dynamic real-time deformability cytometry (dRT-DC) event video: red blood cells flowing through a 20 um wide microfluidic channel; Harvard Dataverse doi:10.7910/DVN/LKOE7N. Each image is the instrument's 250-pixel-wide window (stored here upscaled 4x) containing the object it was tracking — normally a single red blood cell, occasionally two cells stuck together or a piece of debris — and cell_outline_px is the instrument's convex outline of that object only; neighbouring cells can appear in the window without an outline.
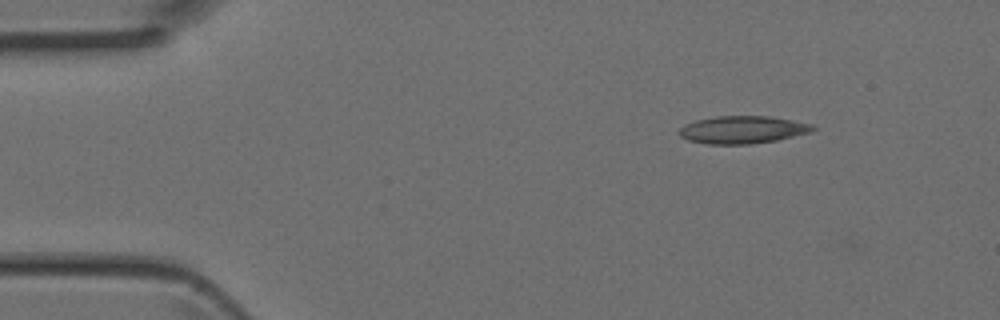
{"species": "Egyptian fruit bat (a non-hibernating species)", "species_latin": "Rousettus aegyptiacus", "temperature_condition": "room temperature", "stored_images_in_passage": 3, "segment_of_instrument_passage": [2, 2], "camera_frame_rate_fps": 3000, "um_per_image_px": 0.085, "animal": {"sex": "female"}, "frame": {"image": 1, "passage_image": 3, "time_ms": 0.667, "image_size_px": [1000, 320], "cell_outline_px": [[816, 128], [812, 132], [776, 140], [752, 144], [708, 144], [688, 140], [680, 136], [676, 132], [680, 128], [696, 120], [716, 116], [772, 116], [816, 124]], "centroid_in_image_um": [63.17, 11.02], "position_along_channel_um": 21.8, "area_um2": 21.68}}